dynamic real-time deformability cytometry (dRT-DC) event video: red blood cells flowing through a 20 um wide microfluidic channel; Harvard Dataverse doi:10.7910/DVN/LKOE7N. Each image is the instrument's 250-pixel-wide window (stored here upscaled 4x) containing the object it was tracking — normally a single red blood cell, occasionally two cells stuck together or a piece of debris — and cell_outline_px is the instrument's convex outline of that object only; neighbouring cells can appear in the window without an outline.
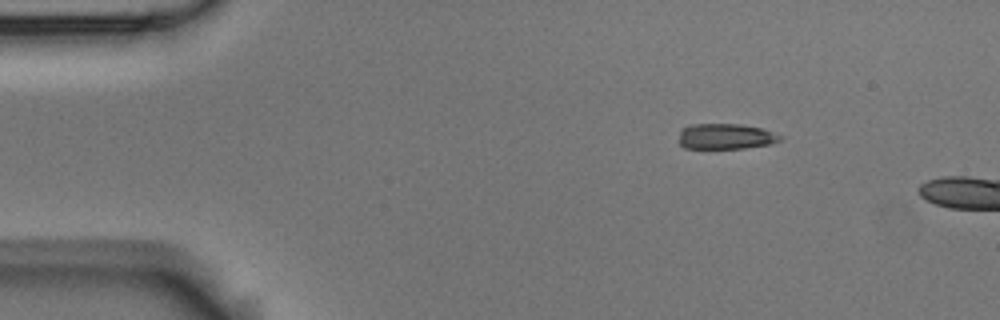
{"species": "Egyptian fruit bat (a non-hibernating species)", "species_latin": "Rousettus aegyptiacus", "temperature_condition": "room temperature", "stored_images_in_passage": 4, "camera_frame_rate_fps": 3000, "um_per_image_px": 0.085, "animal": {"sex": "male"}, "frame": {"image": 1, "passage_image": 2, "time_ms": 0.333, "image_size_px": [1000, 320], "cell_outline_px": [[784, 140], [768, 144], [744, 148], [684, 148], [680, 144], [680, 128], [692, 124], [740, 124], [760, 128], [784, 136]], "centroid_in_image_um": [61.69, 11.59], "position_along_channel_um": 23.3, "area_um2": 15.09}}